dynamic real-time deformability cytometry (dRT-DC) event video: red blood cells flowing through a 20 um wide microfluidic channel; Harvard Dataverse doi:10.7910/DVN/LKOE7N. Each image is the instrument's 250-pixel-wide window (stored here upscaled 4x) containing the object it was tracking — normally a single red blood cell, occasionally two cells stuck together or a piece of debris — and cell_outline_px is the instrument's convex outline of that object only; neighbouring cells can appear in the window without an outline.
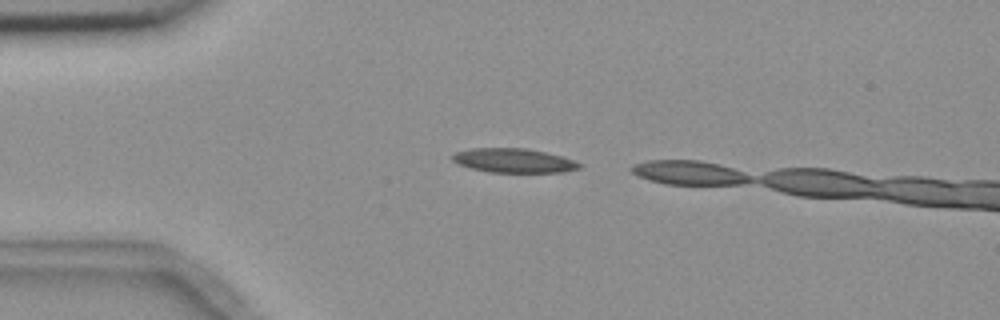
{"species": "common noctule bat (a hibernating species)", "species_latin": "Nyctalus noctula", "temperature_condition": "room temperature", "stored_images_in_passage": 2, "camera_frame_rate_fps": 3000, "um_per_image_px": 0.085, "animal": {"sex": "female", "body_mass_g": 18.4}, "frame": {"image": 1, "passage_image": 1, "time_ms": 0.0, "image_size_px": [1000, 320], "cell_outline_px": [[580, 168], [564, 172], [488, 172], [468, 168], [452, 160], [448, 156], [456, 152], [472, 148], [528, 148], [560, 156], [572, 160], [580, 164]], "centroid_in_image_um": [43.59, 13.65], "position_along_channel_um": 41.4, "area_um2": 17.86}}